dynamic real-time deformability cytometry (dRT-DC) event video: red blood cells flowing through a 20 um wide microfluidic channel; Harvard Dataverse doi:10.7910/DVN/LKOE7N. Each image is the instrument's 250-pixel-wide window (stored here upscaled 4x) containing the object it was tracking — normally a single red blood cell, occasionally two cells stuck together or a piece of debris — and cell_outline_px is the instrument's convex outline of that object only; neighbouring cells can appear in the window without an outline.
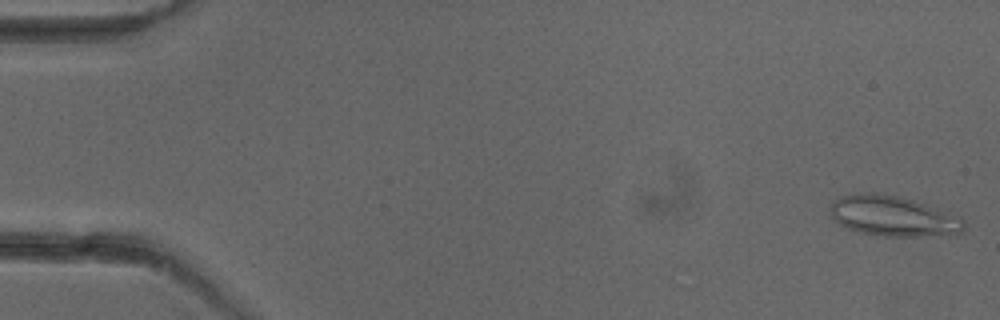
{"species": "common noctule bat (a hibernating species)", "species_latin": "Nyctalus noctula", "temperature_condition": "cold", "stored_images_in_passage": 51, "camera_frame_rate_fps": 3000, "um_per_image_px": 0.085, "animal": {"sex": "female"}, "frame": {"image": 1, "passage_image": 1, "time_ms": 0.0, "image_size_px": [1000, 320], "cell_outline_px": [[964, 228], [960, 232], [920, 236], [876, 236], [848, 228], [832, 220], [828, 208], [832, 200], [844, 196], [864, 192], [872, 192], [896, 196], [924, 204], [960, 216], [964, 220]], "centroid_in_image_um": [75.83, 18.36], "position_along_channel_um": 9.2, "area_um2": 31.1}}
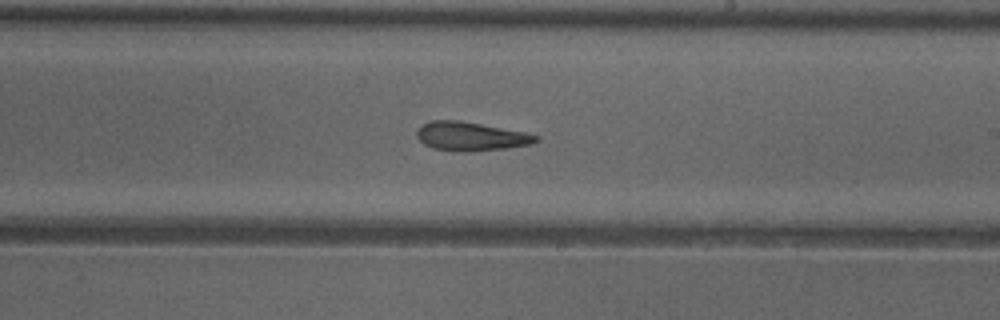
{"frame": {"image": 2, "passage_image": 30, "time_ms": 9.667, "image_size_px": [1000, 320], "cell_outline_px": [[540, 140], [532, 144], [504, 148], [432, 148], [424, 144], [416, 136], [416, 132], [420, 124], [432, 120], [460, 120], [524, 132], [540, 136]], "centroid_in_image_um": [40.01, 11.52], "position_along_channel_um": 249.0, "area_um2": 18.96}}
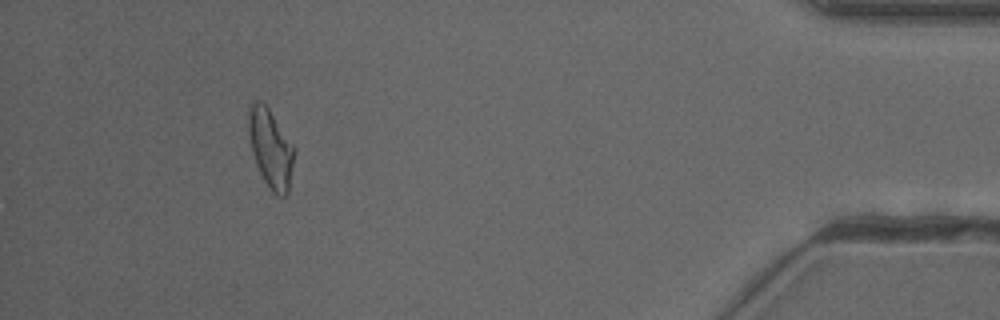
{"frame": {"image": 3, "passage_image": 47, "time_ms": 15.333, "image_size_px": [1000, 320], "cell_outline_px": [[296, 152], [288, 192], [284, 196], [276, 196], [268, 188], [256, 164], [252, 152], [248, 132], [248, 104], [256, 100], [260, 100], [268, 108], [296, 148]], "centroid_in_image_um": [23.01, 12.61], "position_along_channel_um": 412.2, "area_um2": 21.21}, "authors_computed_cell_mechanics": {"area_um2": 21.0392, "velocity_mm_per_s": 3.9771, "shape_relaxation_time_tau1_ms": null, "shape_relaxation_time_tau2_ms": 4.3104, "deformation_change_tau1": null, "deformation_change_tau2": 0.1531}}